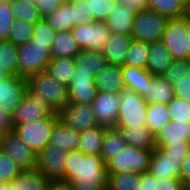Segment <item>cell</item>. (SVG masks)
I'll use <instances>...</instances> for the list:
<instances>
[{
  "label": "cell",
  "instance_id": "obj_58",
  "mask_svg": "<svg viewBox=\"0 0 190 190\" xmlns=\"http://www.w3.org/2000/svg\"><path fill=\"white\" fill-rule=\"evenodd\" d=\"M186 29H187L188 36L190 38V15L189 14H186Z\"/></svg>",
  "mask_w": 190,
  "mask_h": 190
},
{
  "label": "cell",
  "instance_id": "obj_37",
  "mask_svg": "<svg viewBox=\"0 0 190 190\" xmlns=\"http://www.w3.org/2000/svg\"><path fill=\"white\" fill-rule=\"evenodd\" d=\"M149 55V43L132 40L126 54L124 66L146 69Z\"/></svg>",
  "mask_w": 190,
  "mask_h": 190
},
{
  "label": "cell",
  "instance_id": "obj_39",
  "mask_svg": "<svg viewBox=\"0 0 190 190\" xmlns=\"http://www.w3.org/2000/svg\"><path fill=\"white\" fill-rule=\"evenodd\" d=\"M10 7L13 12L14 20H21L27 23L36 24L43 19L35 4L24 0H14Z\"/></svg>",
  "mask_w": 190,
  "mask_h": 190
},
{
  "label": "cell",
  "instance_id": "obj_4",
  "mask_svg": "<svg viewBox=\"0 0 190 190\" xmlns=\"http://www.w3.org/2000/svg\"><path fill=\"white\" fill-rule=\"evenodd\" d=\"M51 46L49 44L33 43L30 40L18 46V76L28 78L47 69Z\"/></svg>",
  "mask_w": 190,
  "mask_h": 190
},
{
  "label": "cell",
  "instance_id": "obj_22",
  "mask_svg": "<svg viewBox=\"0 0 190 190\" xmlns=\"http://www.w3.org/2000/svg\"><path fill=\"white\" fill-rule=\"evenodd\" d=\"M148 104H168L175 97L173 86L163 76L152 75L147 84L146 93L142 96Z\"/></svg>",
  "mask_w": 190,
  "mask_h": 190
},
{
  "label": "cell",
  "instance_id": "obj_49",
  "mask_svg": "<svg viewBox=\"0 0 190 190\" xmlns=\"http://www.w3.org/2000/svg\"><path fill=\"white\" fill-rule=\"evenodd\" d=\"M173 89L176 97L187 100L190 103V74L178 80Z\"/></svg>",
  "mask_w": 190,
  "mask_h": 190
},
{
  "label": "cell",
  "instance_id": "obj_51",
  "mask_svg": "<svg viewBox=\"0 0 190 190\" xmlns=\"http://www.w3.org/2000/svg\"><path fill=\"white\" fill-rule=\"evenodd\" d=\"M61 4L60 0H37L35 6L41 13V16L45 17L55 11Z\"/></svg>",
  "mask_w": 190,
  "mask_h": 190
},
{
  "label": "cell",
  "instance_id": "obj_62",
  "mask_svg": "<svg viewBox=\"0 0 190 190\" xmlns=\"http://www.w3.org/2000/svg\"><path fill=\"white\" fill-rule=\"evenodd\" d=\"M187 12L190 15V0H187Z\"/></svg>",
  "mask_w": 190,
  "mask_h": 190
},
{
  "label": "cell",
  "instance_id": "obj_6",
  "mask_svg": "<svg viewBox=\"0 0 190 190\" xmlns=\"http://www.w3.org/2000/svg\"><path fill=\"white\" fill-rule=\"evenodd\" d=\"M168 19L154 10L139 11L134 17L131 37L147 43L162 40Z\"/></svg>",
  "mask_w": 190,
  "mask_h": 190
},
{
  "label": "cell",
  "instance_id": "obj_33",
  "mask_svg": "<svg viewBox=\"0 0 190 190\" xmlns=\"http://www.w3.org/2000/svg\"><path fill=\"white\" fill-rule=\"evenodd\" d=\"M14 190H44L48 179L39 170H23L15 179L11 181Z\"/></svg>",
  "mask_w": 190,
  "mask_h": 190
},
{
  "label": "cell",
  "instance_id": "obj_64",
  "mask_svg": "<svg viewBox=\"0 0 190 190\" xmlns=\"http://www.w3.org/2000/svg\"><path fill=\"white\" fill-rule=\"evenodd\" d=\"M24 1H27V2L32 3V4H35L37 0H24Z\"/></svg>",
  "mask_w": 190,
  "mask_h": 190
},
{
  "label": "cell",
  "instance_id": "obj_18",
  "mask_svg": "<svg viewBox=\"0 0 190 190\" xmlns=\"http://www.w3.org/2000/svg\"><path fill=\"white\" fill-rule=\"evenodd\" d=\"M154 143L156 148L190 143V121H170L154 135Z\"/></svg>",
  "mask_w": 190,
  "mask_h": 190
},
{
  "label": "cell",
  "instance_id": "obj_26",
  "mask_svg": "<svg viewBox=\"0 0 190 190\" xmlns=\"http://www.w3.org/2000/svg\"><path fill=\"white\" fill-rule=\"evenodd\" d=\"M79 138L80 132L71 129L59 119L53 127L49 144L72 151L78 149Z\"/></svg>",
  "mask_w": 190,
  "mask_h": 190
},
{
  "label": "cell",
  "instance_id": "obj_9",
  "mask_svg": "<svg viewBox=\"0 0 190 190\" xmlns=\"http://www.w3.org/2000/svg\"><path fill=\"white\" fill-rule=\"evenodd\" d=\"M71 31L81 50L87 51L102 52L111 35L105 21L76 25Z\"/></svg>",
  "mask_w": 190,
  "mask_h": 190
},
{
  "label": "cell",
  "instance_id": "obj_23",
  "mask_svg": "<svg viewBox=\"0 0 190 190\" xmlns=\"http://www.w3.org/2000/svg\"><path fill=\"white\" fill-rule=\"evenodd\" d=\"M81 48L74 40L71 30L57 32L55 40L50 49L51 59L74 58L81 52Z\"/></svg>",
  "mask_w": 190,
  "mask_h": 190
},
{
  "label": "cell",
  "instance_id": "obj_48",
  "mask_svg": "<svg viewBox=\"0 0 190 190\" xmlns=\"http://www.w3.org/2000/svg\"><path fill=\"white\" fill-rule=\"evenodd\" d=\"M154 190H185V185L179 178L154 176Z\"/></svg>",
  "mask_w": 190,
  "mask_h": 190
},
{
  "label": "cell",
  "instance_id": "obj_2",
  "mask_svg": "<svg viewBox=\"0 0 190 190\" xmlns=\"http://www.w3.org/2000/svg\"><path fill=\"white\" fill-rule=\"evenodd\" d=\"M27 90L35 96L42 97L55 113H59L69 104L68 87L53 79L46 71L28 77Z\"/></svg>",
  "mask_w": 190,
  "mask_h": 190
},
{
  "label": "cell",
  "instance_id": "obj_55",
  "mask_svg": "<svg viewBox=\"0 0 190 190\" xmlns=\"http://www.w3.org/2000/svg\"><path fill=\"white\" fill-rule=\"evenodd\" d=\"M44 190H72L69 182L63 179L48 180Z\"/></svg>",
  "mask_w": 190,
  "mask_h": 190
},
{
  "label": "cell",
  "instance_id": "obj_61",
  "mask_svg": "<svg viewBox=\"0 0 190 190\" xmlns=\"http://www.w3.org/2000/svg\"><path fill=\"white\" fill-rule=\"evenodd\" d=\"M6 182L0 180V190H5Z\"/></svg>",
  "mask_w": 190,
  "mask_h": 190
},
{
  "label": "cell",
  "instance_id": "obj_63",
  "mask_svg": "<svg viewBox=\"0 0 190 190\" xmlns=\"http://www.w3.org/2000/svg\"><path fill=\"white\" fill-rule=\"evenodd\" d=\"M14 0H0V3H9L11 4Z\"/></svg>",
  "mask_w": 190,
  "mask_h": 190
},
{
  "label": "cell",
  "instance_id": "obj_29",
  "mask_svg": "<svg viewBox=\"0 0 190 190\" xmlns=\"http://www.w3.org/2000/svg\"><path fill=\"white\" fill-rule=\"evenodd\" d=\"M135 15L125 5H119L106 20L107 27L111 33L131 35Z\"/></svg>",
  "mask_w": 190,
  "mask_h": 190
},
{
  "label": "cell",
  "instance_id": "obj_20",
  "mask_svg": "<svg viewBox=\"0 0 190 190\" xmlns=\"http://www.w3.org/2000/svg\"><path fill=\"white\" fill-rule=\"evenodd\" d=\"M133 38L131 35L111 33L102 51L108 64L124 66L127 51Z\"/></svg>",
  "mask_w": 190,
  "mask_h": 190
},
{
  "label": "cell",
  "instance_id": "obj_54",
  "mask_svg": "<svg viewBox=\"0 0 190 190\" xmlns=\"http://www.w3.org/2000/svg\"><path fill=\"white\" fill-rule=\"evenodd\" d=\"M12 130V116L0 108V132L6 133Z\"/></svg>",
  "mask_w": 190,
  "mask_h": 190
},
{
  "label": "cell",
  "instance_id": "obj_52",
  "mask_svg": "<svg viewBox=\"0 0 190 190\" xmlns=\"http://www.w3.org/2000/svg\"><path fill=\"white\" fill-rule=\"evenodd\" d=\"M120 5H125L126 9L136 14L139 11L148 9L149 0H118Z\"/></svg>",
  "mask_w": 190,
  "mask_h": 190
},
{
  "label": "cell",
  "instance_id": "obj_30",
  "mask_svg": "<svg viewBox=\"0 0 190 190\" xmlns=\"http://www.w3.org/2000/svg\"><path fill=\"white\" fill-rule=\"evenodd\" d=\"M127 146L121 130L117 127L105 129L100 156L106 163L111 157Z\"/></svg>",
  "mask_w": 190,
  "mask_h": 190
},
{
  "label": "cell",
  "instance_id": "obj_17",
  "mask_svg": "<svg viewBox=\"0 0 190 190\" xmlns=\"http://www.w3.org/2000/svg\"><path fill=\"white\" fill-rule=\"evenodd\" d=\"M184 158L168 156L161 148H155L151 156L148 172L159 178H180L181 164Z\"/></svg>",
  "mask_w": 190,
  "mask_h": 190
},
{
  "label": "cell",
  "instance_id": "obj_35",
  "mask_svg": "<svg viewBox=\"0 0 190 190\" xmlns=\"http://www.w3.org/2000/svg\"><path fill=\"white\" fill-rule=\"evenodd\" d=\"M171 121L167 104L155 103L147 105L146 126L153 135Z\"/></svg>",
  "mask_w": 190,
  "mask_h": 190
},
{
  "label": "cell",
  "instance_id": "obj_43",
  "mask_svg": "<svg viewBox=\"0 0 190 190\" xmlns=\"http://www.w3.org/2000/svg\"><path fill=\"white\" fill-rule=\"evenodd\" d=\"M171 121H190V103L179 97H174L167 104Z\"/></svg>",
  "mask_w": 190,
  "mask_h": 190
},
{
  "label": "cell",
  "instance_id": "obj_12",
  "mask_svg": "<svg viewBox=\"0 0 190 190\" xmlns=\"http://www.w3.org/2000/svg\"><path fill=\"white\" fill-rule=\"evenodd\" d=\"M2 150L22 170L36 168L37 154L13 130L4 133Z\"/></svg>",
  "mask_w": 190,
  "mask_h": 190
},
{
  "label": "cell",
  "instance_id": "obj_41",
  "mask_svg": "<svg viewBox=\"0 0 190 190\" xmlns=\"http://www.w3.org/2000/svg\"><path fill=\"white\" fill-rule=\"evenodd\" d=\"M90 13L94 21H105L109 18L112 11L120 5L118 0H86Z\"/></svg>",
  "mask_w": 190,
  "mask_h": 190
},
{
  "label": "cell",
  "instance_id": "obj_24",
  "mask_svg": "<svg viewBox=\"0 0 190 190\" xmlns=\"http://www.w3.org/2000/svg\"><path fill=\"white\" fill-rule=\"evenodd\" d=\"M121 130L127 145L143 150H154V135L146 126L117 127Z\"/></svg>",
  "mask_w": 190,
  "mask_h": 190
},
{
  "label": "cell",
  "instance_id": "obj_50",
  "mask_svg": "<svg viewBox=\"0 0 190 190\" xmlns=\"http://www.w3.org/2000/svg\"><path fill=\"white\" fill-rule=\"evenodd\" d=\"M168 156L185 157L190 151V143L167 144L161 148Z\"/></svg>",
  "mask_w": 190,
  "mask_h": 190
},
{
  "label": "cell",
  "instance_id": "obj_66",
  "mask_svg": "<svg viewBox=\"0 0 190 190\" xmlns=\"http://www.w3.org/2000/svg\"><path fill=\"white\" fill-rule=\"evenodd\" d=\"M185 190H190V184L185 186Z\"/></svg>",
  "mask_w": 190,
  "mask_h": 190
},
{
  "label": "cell",
  "instance_id": "obj_1",
  "mask_svg": "<svg viewBox=\"0 0 190 190\" xmlns=\"http://www.w3.org/2000/svg\"><path fill=\"white\" fill-rule=\"evenodd\" d=\"M63 180L72 190H106V163L100 155H87L78 149L68 151Z\"/></svg>",
  "mask_w": 190,
  "mask_h": 190
},
{
  "label": "cell",
  "instance_id": "obj_36",
  "mask_svg": "<svg viewBox=\"0 0 190 190\" xmlns=\"http://www.w3.org/2000/svg\"><path fill=\"white\" fill-rule=\"evenodd\" d=\"M107 190H140V173L107 174Z\"/></svg>",
  "mask_w": 190,
  "mask_h": 190
},
{
  "label": "cell",
  "instance_id": "obj_59",
  "mask_svg": "<svg viewBox=\"0 0 190 190\" xmlns=\"http://www.w3.org/2000/svg\"><path fill=\"white\" fill-rule=\"evenodd\" d=\"M5 190H14V184L12 182L6 183Z\"/></svg>",
  "mask_w": 190,
  "mask_h": 190
},
{
  "label": "cell",
  "instance_id": "obj_13",
  "mask_svg": "<svg viewBox=\"0 0 190 190\" xmlns=\"http://www.w3.org/2000/svg\"><path fill=\"white\" fill-rule=\"evenodd\" d=\"M69 103L91 105L97 95L95 77L86 70H75L68 84Z\"/></svg>",
  "mask_w": 190,
  "mask_h": 190
},
{
  "label": "cell",
  "instance_id": "obj_27",
  "mask_svg": "<svg viewBox=\"0 0 190 190\" xmlns=\"http://www.w3.org/2000/svg\"><path fill=\"white\" fill-rule=\"evenodd\" d=\"M122 76L125 89L134 91L141 96L146 93L147 84L152 79V74L139 67L122 66Z\"/></svg>",
  "mask_w": 190,
  "mask_h": 190
},
{
  "label": "cell",
  "instance_id": "obj_8",
  "mask_svg": "<svg viewBox=\"0 0 190 190\" xmlns=\"http://www.w3.org/2000/svg\"><path fill=\"white\" fill-rule=\"evenodd\" d=\"M120 94L122 101L115 127H137L146 125L148 103L143 97L128 89H123Z\"/></svg>",
  "mask_w": 190,
  "mask_h": 190
},
{
  "label": "cell",
  "instance_id": "obj_32",
  "mask_svg": "<svg viewBox=\"0 0 190 190\" xmlns=\"http://www.w3.org/2000/svg\"><path fill=\"white\" fill-rule=\"evenodd\" d=\"M107 64L102 52L82 50L76 57L75 70H86L95 77Z\"/></svg>",
  "mask_w": 190,
  "mask_h": 190
},
{
  "label": "cell",
  "instance_id": "obj_25",
  "mask_svg": "<svg viewBox=\"0 0 190 190\" xmlns=\"http://www.w3.org/2000/svg\"><path fill=\"white\" fill-rule=\"evenodd\" d=\"M43 19L56 32L71 30L75 27L73 2L62 3L55 11L43 17Z\"/></svg>",
  "mask_w": 190,
  "mask_h": 190
},
{
  "label": "cell",
  "instance_id": "obj_56",
  "mask_svg": "<svg viewBox=\"0 0 190 190\" xmlns=\"http://www.w3.org/2000/svg\"><path fill=\"white\" fill-rule=\"evenodd\" d=\"M140 190H154V176L148 171L140 173Z\"/></svg>",
  "mask_w": 190,
  "mask_h": 190
},
{
  "label": "cell",
  "instance_id": "obj_44",
  "mask_svg": "<svg viewBox=\"0 0 190 190\" xmlns=\"http://www.w3.org/2000/svg\"><path fill=\"white\" fill-rule=\"evenodd\" d=\"M23 170L2 150L0 151V180L11 182Z\"/></svg>",
  "mask_w": 190,
  "mask_h": 190
},
{
  "label": "cell",
  "instance_id": "obj_42",
  "mask_svg": "<svg viewBox=\"0 0 190 190\" xmlns=\"http://www.w3.org/2000/svg\"><path fill=\"white\" fill-rule=\"evenodd\" d=\"M190 74V60H174L163 74V78L175 86L178 80Z\"/></svg>",
  "mask_w": 190,
  "mask_h": 190
},
{
  "label": "cell",
  "instance_id": "obj_19",
  "mask_svg": "<svg viewBox=\"0 0 190 190\" xmlns=\"http://www.w3.org/2000/svg\"><path fill=\"white\" fill-rule=\"evenodd\" d=\"M174 61L162 40L149 43L146 71L152 75L163 76Z\"/></svg>",
  "mask_w": 190,
  "mask_h": 190
},
{
  "label": "cell",
  "instance_id": "obj_65",
  "mask_svg": "<svg viewBox=\"0 0 190 190\" xmlns=\"http://www.w3.org/2000/svg\"><path fill=\"white\" fill-rule=\"evenodd\" d=\"M62 3H70V0H60Z\"/></svg>",
  "mask_w": 190,
  "mask_h": 190
},
{
  "label": "cell",
  "instance_id": "obj_28",
  "mask_svg": "<svg viewBox=\"0 0 190 190\" xmlns=\"http://www.w3.org/2000/svg\"><path fill=\"white\" fill-rule=\"evenodd\" d=\"M106 127L94 126L80 132L78 150L87 155H100Z\"/></svg>",
  "mask_w": 190,
  "mask_h": 190
},
{
  "label": "cell",
  "instance_id": "obj_15",
  "mask_svg": "<svg viewBox=\"0 0 190 190\" xmlns=\"http://www.w3.org/2000/svg\"><path fill=\"white\" fill-rule=\"evenodd\" d=\"M58 115L65 125L78 132L98 126L91 105L69 103Z\"/></svg>",
  "mask_w": 190,
  "mask_h": 190
},
{
  "label": "cell",
  "instance_id": "obj_57",
  "mask_svg": "<svg viewBox=\"0 0 190 190\" xmlns=\"http://www.w3.org/2000/svg\"><path fill=\"white\" fill-rule=\"evenodd\" d=\"M11 76V74L7 71L2 70V67L0 66V82L3 79L9 78Z\"/></svg>",
  "mask_w": 190,
  "mask_h": 190
},
{
  "label": "cell",
  "instance_id": "obj_5",
  "mask_svg": "<svg viewBox=\"0 0 190 190\" xmlns=\"http://www.w3.org/2000/svg\"><path fill=\"white\" fill-rule=\"evenodd\" d=\"M153 151L127 145L106 162L107 174L147 172Z\"/></svg>",
  "mask_w": 190,
  "mask_h": 190
},
{
  "label": "cell",
  "instance_id": "obj_60",
  "mask_svg": "<svg viewBox=\"0 0 190 190\" xmlns=\"http://www.w3.org/2000/svg\"><path fill=\"white\" fill-rule=\"evenodd\" d=\"M4 133L0 132V151H2Z\"/></svg>",
  "mask_w": 190,
  "mask_h": 190
},
{
  "label": "cell",
  "instance_id": "obj_14",
  "mask_svg": "<svg viewBox=\"0 0 190 190\" xmlns=\"http://www.w3.org/2000/svg\"><path fill=\"white\" fill-rule=\"evenodd\" d=\"M51 113L55 112L48 107L42 97L35 96L27 90L21 102L15 108L12 115V124L36 121L47 117Z\"/></svg>",
  "mask_w": 190,
  "mask_h": 190
},
{
  "label": "cell",
  "instance_id": "obj_38",
  "mask_svg": "<svg viewBox=\"0 0 190 190\" xmlns=\"http://www.w3.org/2000/svg\"><path fill=\"white\" fill-rule=\"evenodd\" d=\"M0 66L12 76H18V46L11 41H0Z\"/></svg>",
  "mask_w": 190,
  "mask_h": 190
},
{
  "label": "cell",
  "instance_id": "obj_53",
  "mask_svg": "<svg viewBox=\"0 0 190 190\" xmlns=\"http://www.w3.org/2000/svg\"><path fill=\"white\" fill-rule=\"evenodd\" d=\"M179 179L185 186L190 184V151L182 161Z\"/></svg>",
  "mask_w": 190,
  "mask_h": 190
},
{
  "label": "cell",
  "instance_id": "obj_16",
  "mask_svg": "<svg viewBox=\"0 0 190 190\" xmlns=\"http://www.w3.org/2000/svg\"><path fill=\"white\" fill-rule=\"evenodd\" d=\"M27 91V79L10 76L0 82V108L11 116Z\"/></svg>",
  "mask_w": 190,
  "mask_h": 190
},
{
  "label": "cell",
  "instance_id": "obj_11",
  "mask_svg": "<svg viewBox=\"0 0 190 190\" xmlns=\"http://www.w3.org/2000/svg\"><path fill=\"white\" fill-rule=\"evenodd\" d=\"M68 151L55 145H47L36 156V169L48 180L63 179Z\"/></svg>",
  "mask_w": 190,
  "mask_h": 190
},
{
  "label": "cell",
  "instance_id": "obj_45",
  "mask_svg": "<svg viewBox=\"0 0 190 190\" xmlns=\"http://www.w3.org/2000/svg\"><path fill=\"white\" fill-rule=\"evenodd\" d=\"M56 33L57 32L53 30L49 25H47L44 19H42L35 24L33 37L31 40L33 43L49 44L52 46Z\"/></svg>",
  "mask_w": 190,
  "mask_h": 190
},
{
  "label": "cell",
  "instance_id": "obj_47",
  "mask_svg": "<svg viewBox=\"0 0 190 190\" xmlns=\"http://www.w3.org/2000/svg\"><path fill=\"white\" fill-rule=\"evenodd\" d=\"M73 10L75 15V26L94 21L92 13L86 4V0H79L73 2Z\"/></svg>",
  "mask_w": 190,
  "mask_h": 190
},
{
  "label": "cell",
  "instance_id": "obj_3",
  "mask_svg": "<svg viewBox=\"0 0 190 190\" xmlns=\"http://www.w3.org/2000/svg\"><path fill=\"white\" fill-rule=\"evenodd\" d=\"M59 120L58 113H51L47 117L23 124H12L13 131L36 154L42 151L50 142L55 123Z\"/></svg>",
  "mask_w": 190,
  "mask_h": 190
},
{
  "label": "cell",
  "instance_id": "obj_40",
  "mask_svg": "<svg viewBox=\"0 0 190 190\" xmlns=\"http://www.w3.org/2000/svg\"><path fill=\"white\" fill-rule=\"evenodd\" d=\"M34 26L35 24L15 20L10 27L8 41H11L15 46L28 43L33 37Z\"/></svg>",
  "mask_w": 190,
  "mask_h": 190
},
{
  "label": "cell",
  "instance_id": "obj_34",
  "mask_svg": "<svg viewBox=\"0 0 190 190\" xmlns=\"http://www.w3.org/2000/svg\"><path fill=\"white\" fill-rule=\"evenodd\" d=\"M148 9L168 18H179L188 14L186 0H149Z\"/></svg>",
  "mask_w": 190,
  "mask_h": 190
},
{
  "label": "cell",
  "instance_id": "obj_31",
  "mask_svg": "<svg viewBox=\"0 0 190 190\" xmlns=\"http://www.w3.org/2000/svg\"><path fill=\"white\" fill-rule=\"evenodd\" d=\"M75 66L76 59L74 58H55L48 63L46 72L56 81L68 86Z\"/></svg>",
  "mask_w": 190,
  "mask_h": 190
},
{
  "label": "cell",
  "instance_id": "obj_7",
  "mask_svg": "<svg viewBox=\"0 0 190 190\" xmlns=\"http://www.w3.org/2000/svg\"><path fill=\"white\" fill-rule=\"evenodd\" d=\"M162 41L174 60H190V38L186 29V15L168 19Z\"/></svg>",
  "mask_w": 190,
  "mask_h": 190
},
{
  "label": "cell",
  "instance_id": "obj_10",
  "mask_svg": "<svg viewBox=\"0 0 190 190\" xmlns=\"http://www.w3.org/2000/svg\"><path fill=\"white\" fill-rule=\"evenodd\" d=\"M122 97L120 93L98 91L91 103L98 126L115 127Z\"/></svg>",
  "mask_w": 190,
  "mask_h": 190
},
{
  "label": "cell",
  "instance_id": "obj_21",
  "mask_svg": "<svg viewBox=\"0 0 190 190\" xmlns=\"http://www.w3.org/2000/svg\"><path fill=\"white\" fill-rule=\"evenodd\" d=\"M95 84L98 91L120 93L125 89L122 66L107 64L96 76Z\"/></svg>",
  "mask_w": 190,
  "mask_h": 190
},
{
  "label": "cell",
  "instance_id": "obj_46",
  "mask_svg": "<svg viewBox=\"0 0 190 190\" xmlns=\"http://www.w3.org/2000/svg\"><path fill=\"white\" fill-rule=\"evenodd\" d=\"M14 16L9 3H0V41L8 40Z\"/></svg>",
  "mask_w": 190,
  "mask_h": 190
}]
</instances>
